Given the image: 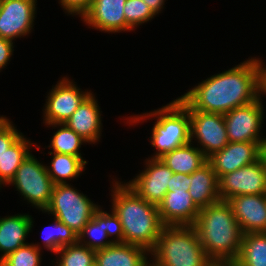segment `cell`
Segmentation results:
<instances>
[{"mask_svg":"<svg viewBox=\"0 0 266 266\" xmlns=\"http://www.w3.org/2000/svg\"><path fill=\"white\" fill-rule=\"evenodd\" d=\"M188 110L225 114L258 99L257 58L207 77L178 97Z\"/></svg>","mask_w":266,"mask_h":266,"instance_id":"6da1fadb","label":"cell"},{"mask_svg":"<svg viewBox=\"0 0 266 266\" xmlns=\"http://www.w3.org/2000/svg\"><path fill=\"white\" fill-rule=\"evenodd\" d=\"M112 180L110 211L115 216L118 241L140 246L150 253L164 226L158 206L142 199L125 182L116 177Z\"/></svg>","mask_w":266,"mask_h":266,"instance_id":"7a4b0ae2","label":"cell"},{"mask_svg":"<svg viewBox=\"0 0 266 266\" xmlns=\"http://www.w3.org/2000/svg\"><path fill=\"white\" fill-rule=\"evenodd\" d=\"M203 250L214 264H233L242 242L241 229L227 201L201 208L193 225Z\"/></svg>","mask_w":266,"mask_h":266,"instance_id":"3957f363","label":"cell"},{"mask_svg":"<svg viewBox=\"0 0 266 266\" xmlns=\"http://www.w3.org/2000/svg\"><path fill=\"white\" fill-rule=\"evenodd\" d=\"M147 119L156 120L149 137L155 152L148 158H161L165 153L191 142L189 110L179 98L154 111L131 115L126 118V124L136 126Z\"/></svg>","mask_w":266,"mask_h":266,"instance_id":"277c9868","label":"cell"},{"mask_svg":"<svg viewBox=\"0 0 266 266\" xmlns=\"http://www.w3.org/2000/svg\"><path fill=\"white\" fill-rule=\"evenodd\" d=\"M150 258L157 266H213L193 226H163Z\"/></svg>","mask_w":266,"mask_h":266,"instance_id":"5b68a950","label":"cell"},{"mask_svg":"<svg viewBox=\"0 0 266 266\" xmlns=\"http://www.w3.org/2000/svg\"><path fill=\"white\" fill-rule=\"evenodd\" d=\"M100 207L71 184H56L43 214L52 215L78 235Z\"/></svg>","mask_w":266,"mask_h":266,"instance_id":"8992f818","label":"cell"},{"mask_svg":"<svg viewBox=\"0 0 266 266\" xmlns=\"http://www.w3.org/2000/svg\"><path fill=\"white\" fill-rule=\"evenodd\" d=\"M8 185L14 186L30 206L44 211L51 200L54 184L48 175L46 164L32 153L22 161Z\"/></svg>","mask_w":266,"mask_h":266,"instance_id":"52a82bcc","label":"cell"},{"mask_svg":"<svg viewBox=\"0 0 266 266\" xmlns=\"http://www.w3.org/2000/svg\"><path fill=\"white\" fill-rule=\"evenodd\" d=\"M70 77H62L46 96L44 104L43 124L64 123L77 110L79 105L92 93L79 88Z\"/></svg>","mask_w":266,"mask_h":266,"instance_id":"ba28073f","label":"cell"},{"mask_svg":"<svg viewBox=\"0 0 266 266\" xmlns=\"http://www.w3.org/2000/svg\"><path fill=\"white\" fill-rule=\"evenodd\" d=\"M189 116L190 141L197 142V147L206 158L221 151L229 143L223 114L189 110Z\"/></svg>","mask_w":266,"mask_h":266,"instance_id":"9c48e42d","label":"cell"},{"mask_svg":"<svg viewBox=\"0 0 266 266\" xmlns=\"http://www.w3.org/2000/svg\"><path fill=\"white\" fill-rule=\"evenodd\" d=\"M264 105L259 99L224 114L229 142H263Z\"/></svg>","mask_w":266,"mask_h":266,"instance_id":"30bf717a","label":"cell"},{"mask_svg":"<svg viewBox=\"0 0 266 266\" xmlns=\"http://www.w3.org/2000/svg\"><path fill=\"white\" fill-rule=\"evenodd\" d=\"M219 198H230L246 194H266V158L223 175L218 180Z\"/></svg>","mask_w":266,"mask_h":266,"instance_id":"8fae6325","label":"cell"},{"mask_svg":"<svg viewBox=\"0 0 266 266\" xmlns=\"http://www.w3.org/2000/svg\"><path fill=\"white\" fill-rule=\"evenodd\" d=\"M144 170L126 182L142 199L159 205L171 187L173 171L160 158H146Z\"/></svg>","mask_w":266,"mask_h":266,"instance_id":"7c38bea8","label":"cell"},{"mask_svg":"<svg viewBox=\"0 0 266 266\" xmlns=\"http://www.w3.org/2000/svg\"><path fill=\"white\" fill-rule=\"evenodd\" d=\"M36 3L37 0H0V37L14 42L29 36L34 30Z\"/></svg>","mask_w":266,"mask_h":266,"instance_id":"4fadbf2b","label":"cell"},{"mask_svg":"<svg viewBox=\"0 0 266 266\" xmlns=\"http://www.w3.org/2000/svg\"><path fill=\"white\" fill-rule=\"evenodd\" d=\"M263 142H229L207 158L217 178L252 164L262 157Z\"/></svg>","mask_w":266,"mask_h":266,"instance_id":"5bb4252c","label":"cell"},{"mask_svg":"<svg viewBox=\"0 0 266 266\" xmlns=\"http://www.w3.org/2000/svg\"><path fill=\"white\" fill-rule=\"evenodd\" d=\"M126 0H93L89 10L82 16L85 25L104 33L126 31L124 7Z\"/></svg>","mask_w":266,"mask_h":266,"instance_id":"9a60e30c","label":"cell"},{"mask_svg":"<svg viewBox=\"0 0 266 266\" xmlns=\"http://www.w3.org/2000/svg\"><path fill=\"white\" fill-rule=\"evenodd\" d=\"M200 208L193 202L188 190L167 191L158 205L164 226H193Z\"/></svg>","mask_w":266,"mask_h":266,"instance_id":"2e32d148","label":"cell"},{"mask_svg":"<svg viewBox=\"0 0 266 266\" xmlns=\"http://www.w3.org/2000/svg\"><path fill=\"white\" fill-rule=\"evenodd\" d=\"M243 234L264 232L266 228V194H246L227 201Z\"/></svg>","mask_w":266,"mask_h":266,"instance_id":"e0dca14e","label":"cell"},{"mask_svg":"<svg viewBox=\"0 0 266 266\" xmlns=\"http://www.w3.org/2000/svg\"><path fill=\"white\" fill-rule=\"evenodd\" d=\"M100 109L96 96L92 92L64 124L85 139L88 144H98L103 132Z\"/></svg>","mask_w":266,"mask_h":266,"instance_id":"ac0fdd59","label":"cell"},{"mask_svg":"<svg viewBox=\"0 0 266 266\" xmlns=\"http://www.w3.org/2000/svg\"><path fill=\"white\" fill-rule=\"evenodd\" d=\"M102 208L101 206L93 214L92 219L78 234V243L95 251L118 241L115 216L111 211L109 213Z\"/></svg>","mask_w":266,"mask_h":266,"instance_id":"d6986e66","label":"cell"},{"mask_svg":"<svg viewBox=\"0 0 266 266\" xmlns=\"http://www.w3.org/2000/svg\"><path fill=\"white\" fill-rule=\"evenodd\" d=\"M34 222L33 217L26 213L0 217V261L28 244L25 240L32 232Z\"/></svg>","mask_w":266,"mask_h":266,"instance_id":"ffe728a7","label":"cell"},{"mask_svg":"<svg viewBox=\"0 0 266 266\" xmlns=\"http://www.w3.org/2000/svg\"><path fill=\"white\" fill-rule=\"evenodd\" d=\"M150 258L146 249L119 241L95 253L98 266H146Z\"/></svg>","mask_w":266,"mask_h":266,"instance_id":"44dd1931","label":"cell"},{"mask_svg":"<svg viewBox=\"0 0 266 266\" xmlns=\"http://www.w3.org/2000/svg\"><path fill=\"white\" fill-rule=\"evenodd\" d=\"M218 180L208 162L191 174L188 192L200 209L220 201Z\"/></svg>","mask_w":266,"mask_h":266,"instance_id":"7402d4cb","label":"cell"},{"mask_svg":"<svg viewBox=\"0 0 266 266\" xmlns=\"http://www.w3.org/2000/svg\"><path fill=\"white\" fill-rule=\"evenodd\" d=\"M160 159L173 173L184 174H192L207 162L203 152L191 142L165 153Z\"/></svg>","mask_w":266,"mask_h":266,"instance_id":"603a6c76","label":"cell"},{"mask_svg":"<svg viewBox=\"0 0 266 266\" xmlns=\"http://www.w3.org/2000/svg\"><path fill=\"white\" fill-rule=\"evenodd\" d=\"M52 156L51 162L46 165L48 175L54 185L66 184L82 175L85 171L87 160L74 155L48 152Z\"/></svg>","mask_w":266,"mask_h":266,"instance_id":"cb8c5ba5","label":"cell"},{"mask_svg":"<svg viewBox=\"0 0 266 266\" xmlns=\"http://www.w3.org/2000/svg\"><path fill=\"white\" fill-rule=\"evenodd\" d=\"M33 141L26 138L24 134L12 145L0 158V184L5 187L14 178L22 161L36 146Z\"/></svg>","mask_w":266,"mask_h":266,"instance_id":"d4e9b609","label":"cell"},{"mask_svg":"<svg viewBox=\"0 0 266 266\" xmlns=\"http://www.w3.org/2000/svg\"><path fill=\"white\" fill-rule=\"evenodd\" d=\"M235 266H266V234L246 233L242 242Z\"/></svg>","mask_w":266,"mask_h":266,"instance_id":"484cf974","label":"cell"},{"mask_svg":"<svg viewBox=\"0 0 266 266\" xmlns=\"http://www.w3.org/2000/svg\"><path fill=\"white\" fill-rule=\"evenodd\" d=\"M52 225L46 226L41 233L42 243H32L40 250L56 253L61 247L78 243V235L63 222L53 217ZM43 244L44 249H42Z\"/></svg>","mask_w":266,"mask_h":266,"instance_id":"4316f807","label":"cell"},{"mask_svg":"<svg viewBox=\"0 0 266 266\" xmlns=\"http://www.w3.org/2000/svg\"><path fill=\"white\" fill-rule=\"evenodd\" d=\"M46 126L48 128L58 129L51 137L50 145L47 146L49 149L51 148L52 151L50 152L74 155L83 159L80 148L81 145L88 143L85 139L64 123L49 124Z\"/></svg>","mask_w":266,"mask_h":266,"instance_id":"83f0119b","label":"cell"},{"mask_svg":"<svg viewBox=\"0 0 266 266\" xmlns=\"http://www.w3.org/2000/svg\"><path fill=\"white\" fill-rule=\"evenodd\" d=\"M95 253V250L79 243L66 245L55 253L56 262H51H54L53 266H92L95 263Z\"/></svg>","mask_w":266,"mask_h":266,"instance_id":"f1b7e54d","label":"cell"},{"mask_svg":"<svg viewBox=\"0 0 266 266\" xmlns=\"http://www.w3.org/2000/svg\"><path fill=\"white\" fill-rule=\"evenodd\" d=\"M123 11L127 32L135 31L137 27L156 17V14L143 0H126Z\"/></svg>","mask_w":266,"mask_h":266,"instance_id":"f546056e","label":"cell"},{"mask_svg":"<svg viewBox=\"0 0 266 266\" xmlns=\"http://www.w3.org/2000/svg\"><path fill=\"white\" fill-rule=\"evenodd\" d=\"M42 253L32 243L19 247L0 261L3 266H41Z\"/></svg>","mask_w":266,"mask_h":266,"instance_id":"4dcf8cb0","label":"cell"},{"mask_svg":"<svg viewBox=\"0 0 266 266\" xmlns=\"http://www.w3.org/2000/svg\"><path fill=\"white\" fill-rule=\"evenodd\" d=\"M22 135L8 117L0 115V158Z\"/></svg>","mask_w":266,"mask_h":266,"instance_id":"1f68e13d","label":"cell"},{"mask_svg":"<svg viewBox=\"0 0 266 266\" xmlns=\"http://www.w3.org/2000/svg\"><path fill=\"white\" fill-rule=\"evenodd\" d=\"M93 0H59V5L65 14L72 16H82L89 10Z\"/></svg>","mask_w":266,"mask_h":266,"instance_id":"d6a6232c","label":"cell"},{"mask_svg":"<svg viewBox=\"0 0 266 266\" xmlns=\"http://www.w3.org/2000/svg\"><path fill=\"white\" fill-rule=\"evenodd\" d=\"M14 43L11 40L0 37V72L2 69L6 68L9 64L11 57L13 56Z\"/></svg>","mask_w":266,"mask_h":266,"instance_id":"836d02e7","label":"cell"},{"mask_svg":"<svg viewBox=\"0 0 266 266\" xmlns=\"http://www.w3.org/2000/svg\"><path fill=\"white\" fill-rule=\"evenodd\" d=\"M191 182V174L173 173L171 177V187H167V191L188 190Z\"/></svg>","mask_w":266,"mask_h":266,"instance_id":"e575fe53","label":"cell"},{"mask_svg":"<svg viewBox=\"0 0 266 266\" xmlns=\"http://www.w3.org/2000/svg\"><path fill=\"white\" fill-rule=\"evenodd\" d=\"M258 70V99L263 101V95H266V65L263 60L257 57ZM262 95V96H261Z\"/></svg>","mask_w":266,"mask_h":266,"instance_id":"d590c367","label":"cell"},{"mask_svg":"<svg viewBox=\"0 0 266 266\" xmlns=\"http://www.w3.org/2000/svg\"><path fill=\"white\" fill-rule=\"evenodd\" d=\"M156 14L159 15L165 7L166 0H143Z\"/></svg>","mask_w":266,"mask_h":266,"instance_id":"8d00e7d4","label":"cell"},{"mask_svg":"<svg viewBox=\"0 0 266 266\" xmlns=\"http://www.w3.org/2000/svg\"><path fill=\"white\" fill-rule=\"evenodd\" d=\"M213 266H235L234 264H214Z\"/></svg>","mask_w":266,"mask_h":266,"instance_id":"74e56055","label":"cell"},{"mask_svg":"<svg viewBox=\"0 0 266 266\" xmlns=\"http://www.w3.org/2000/svg\"><path fill=\"white\" fill-rule=\"evenodd\" d=\"M146 266H157V265H155L152 261H149V262L146 264Z\"/></svg>","mask_w":266,"mask_h":266,"instance_id":"f35d334b","label":"cell"}]
</instances>
